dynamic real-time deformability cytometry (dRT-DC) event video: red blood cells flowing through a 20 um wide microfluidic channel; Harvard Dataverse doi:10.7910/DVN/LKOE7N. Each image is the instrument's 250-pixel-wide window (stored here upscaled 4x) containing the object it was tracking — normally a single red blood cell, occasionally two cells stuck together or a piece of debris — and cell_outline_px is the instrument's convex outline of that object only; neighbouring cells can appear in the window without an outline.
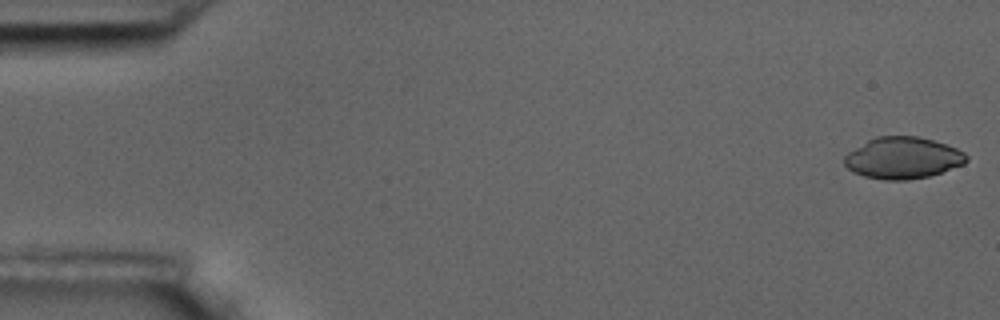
{"species": "common noctule bat (a hibernating species)", "species_latin": "Nyctalus noctula", "temperature_condition": "room temperature", "stored_images_in_passage": 6, "segment_of_instrument_passage": [1, 2], "camera_frame_rate_fps": 3000, "um_per_image_px": 0.085, "animal": {"sex": "male", "body_mass_g": 17.5, "forearm_length_mm": 52.3}, "frame": {"image": 1, "passage_image": 1, "time_ms": 0.0, "image_size_px": [1000, 320], "cell_outline_px": [[968, 160], [964, 164], [928, 176], [908, 180], [884, 180], [864, 176], [852, 172], [844, 164], [844, 156], [848, 152], [868, 140], [876, 136], [920, 136], [956, 148], [964, 152], [968, 156]], "centroid_in_image_um": [76.72, 13.42], "position_along_channel_um": 8.3, "area_um2": 29.54}}